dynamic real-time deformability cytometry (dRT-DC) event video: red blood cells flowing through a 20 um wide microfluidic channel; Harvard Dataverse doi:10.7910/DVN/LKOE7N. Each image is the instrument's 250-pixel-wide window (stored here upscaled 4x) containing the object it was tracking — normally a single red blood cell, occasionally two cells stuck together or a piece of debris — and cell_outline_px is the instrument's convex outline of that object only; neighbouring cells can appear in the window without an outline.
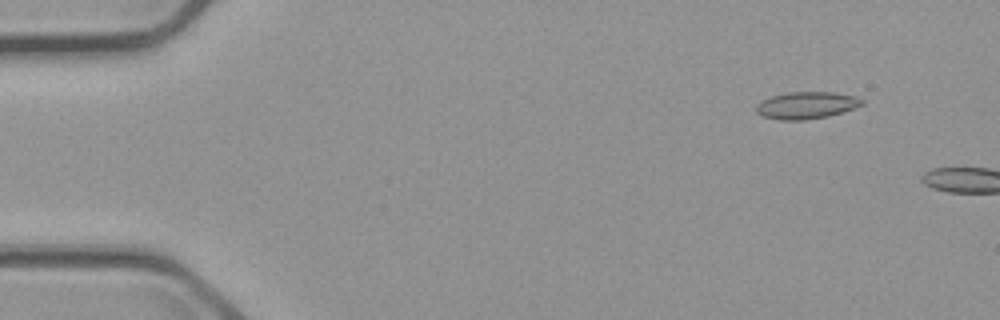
{"species": "common noctule bat (a hibernating species)", "species_latin": "Nyctalus noctula", "temperature_condition": "cold", "stored_images_in_passage": 2, "camera_frame_rate_fps": 3000, "um_per_image_px": 0.085, "animal": {"sex": "male", "body_mass_g": 23.1, "forearm_length_mm": 52.7}, "frame": {"image": 1, "passage_image": 1, "time_ms": 0.0, "image_size_px": [1000, 320], "cell_outline_px": [[864, 104], [828, 116], [804, 120], [780, 120], [764, 116], [756, 112], [756, 104], [772, 96], [788, 92], [832, 92], [856, 96], [864, 100]], "centroid_in_image_um": [68.55, 8.94], "position_along_channel_um": 16.5, "area_um2": 16.47}}